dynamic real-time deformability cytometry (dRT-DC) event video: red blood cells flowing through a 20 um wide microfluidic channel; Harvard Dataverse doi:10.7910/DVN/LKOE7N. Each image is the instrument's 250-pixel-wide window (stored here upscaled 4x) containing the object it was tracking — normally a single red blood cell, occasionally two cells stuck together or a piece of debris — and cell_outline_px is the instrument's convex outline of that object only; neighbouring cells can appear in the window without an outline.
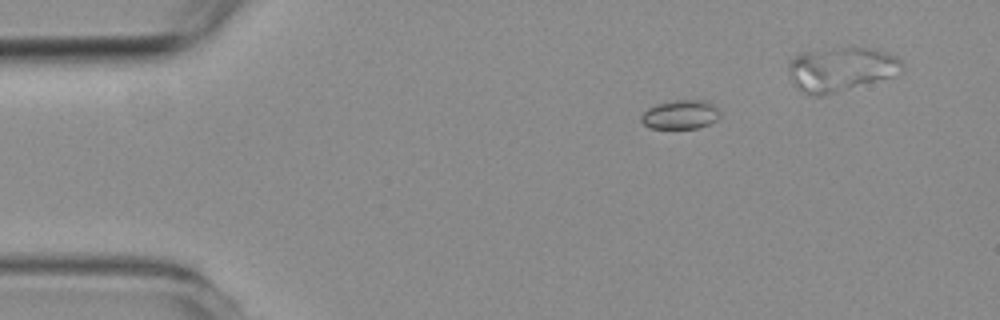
{"species": "common noctule bat (a hibernating species)", "species_latin": "Nyctalus noctula", "temperature_condition": "room temperature", "stored_images_in_passage": 5, "segment_of_instrument_passage": [1, 2], "camera_frame_rate_fps": 3000, "um_per_image_px": 0.085, "animal": {"sex": "female", "body_mass_g": 19.3, "forearm_length_mm": 54.1}, "frame": {"image": 1, "passage_image": 2, "time_ms": 1.333, "image_size_px": [1000, 320], "cell_outline_px": [[720, 116], [716, 120], [700, 128], [652, 128], [644, 124], [640, 120], [640, 116], [648, 108], [656, 104], [676, 100], [704, 100], [712, 104], [720, 112]], "centroid_in_image_um": [57.83, 9.74], "position_along_channel_um": 27.2, "area_um2": 13.24}}